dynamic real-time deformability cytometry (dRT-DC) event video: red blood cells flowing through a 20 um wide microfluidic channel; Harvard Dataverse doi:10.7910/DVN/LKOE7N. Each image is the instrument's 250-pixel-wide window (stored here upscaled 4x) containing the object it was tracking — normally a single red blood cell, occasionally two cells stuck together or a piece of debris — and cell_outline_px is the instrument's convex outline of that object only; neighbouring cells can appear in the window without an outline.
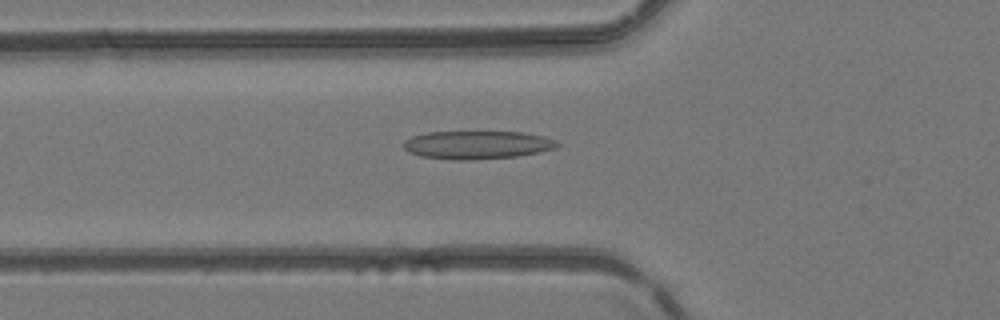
{"species": "common noctule bat (a hibernating species)", "species_latin": "Nyctalus noctula", "temperature_condition": "room temperature", "stored_images_in_passage": 47, "camera_frame_rate_fps": 3000, "um_per_image_px": 0.085, "animal": {"sex": "female", "body_mass_g": 24.6, "forearm_length_mm": 56.2}, "frame": {"image": 1, "passage_image": 17, "time_ms": 5.333, "image_size_px": [1000, 320], "cell_outline_px": [[560, 144], [556, 148], [540, 152], [516, 156], [476, 160], [452, 160], [420, 156], [408, 152], [404, 148], [404, 140], [412, 136], [428, 132], [524, 132], [544, 136], [556, 140]], "centroid_in_image_um": [40.57, 12.32], "position_along_channel_um": 85.2, "area_um2": 25.43}}
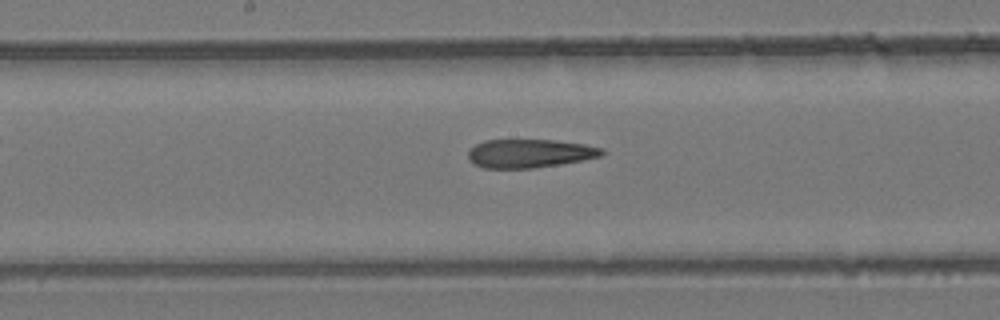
{"frame": {"image": 2, "passage_image": 25, "time_ms": 8.0, "image_size_px": [1000, 320], "cell_outline_px": [[608, 152], [600, 156], [584, 160], [560, 164], [532, 168], [484, 168], [472, 164], [468, 160], [468, 152], [476, 144], [484, 140], [552, 140], [584, 144], [604, 148]], "centroid_in_image_um": [45.03, 13.04], "position_along_channel_um": 203.2, "area_um2": 22.37}}
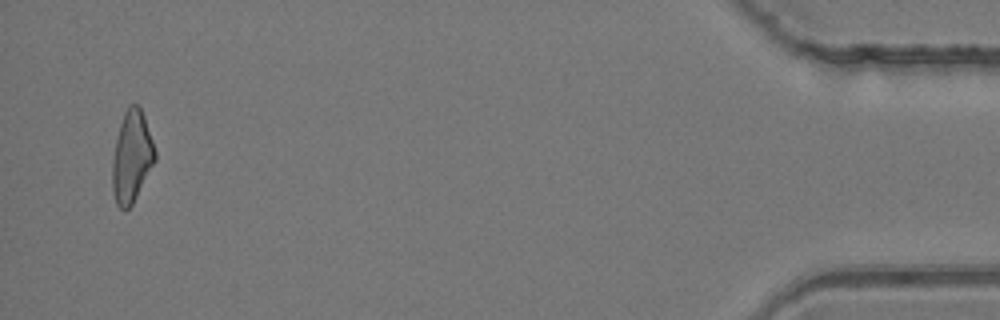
{"frame": {"image": 3, "passage_image": 46, "time_ms": 15.0, "image_size_px": [1000, 320], "cell_outline_px": [[156, 160], [132, 204], [124, 212], [116, 204], [112, 192], [112, 160], [116, 140], [120, 124], [124, 112], [128, 104], [140, 104], [156, 152]], "centroid_in_image_um": [11.19, 13.32], "position_along_channel_um": 424.0, "area_um2": 22.83}}